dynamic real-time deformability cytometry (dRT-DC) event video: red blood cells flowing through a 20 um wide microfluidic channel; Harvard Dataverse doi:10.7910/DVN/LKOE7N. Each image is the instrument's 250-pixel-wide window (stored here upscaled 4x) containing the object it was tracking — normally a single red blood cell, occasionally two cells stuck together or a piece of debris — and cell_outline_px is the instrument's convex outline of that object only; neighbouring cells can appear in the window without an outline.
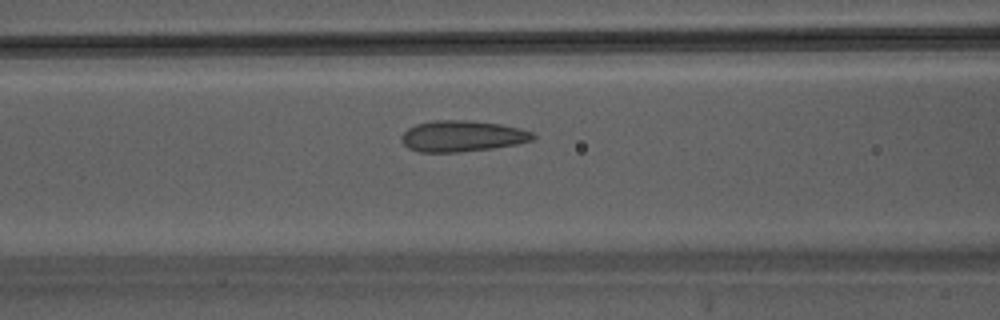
{"species": "Egyptian fruit bat (a non-hibernating species)", "species_latin": "Rousettus aegyptiacus", "temperature_condition": "warm", "stored_images_in_passage": 26, "camera_frame_rate_fps": 3000, "um_per_image_px": 0.085, "animal": {"sex": "male"}, "frame": {"image": 1, "passage_image": 6, "time_ms": 1.667, "image_size_px": [1000, 320], "cell_outline_px": [[536, 136], [532, 140], [516, 144], [492, 148], [460, 152], [420, 152], [408, 148], [400, 140], [400, 136], [408, 128], [416, 124], [432, 120], [472, 120], [500, 124], [520, 128], [532, 132]], "centroid_in_image_um": [39.26, 11.56], "position_along_channel_um": 127.3, "area_um2": 23.93}}
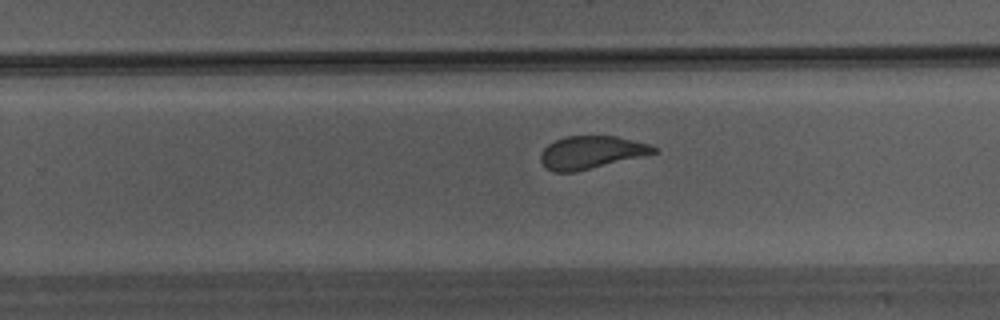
{"frame": {"image": 2, "passage_image": 16, "time_ms": 5.0, "image_size_px": [1000, 320], "cell_outline_px": [[660, 152], [576, 172], [552, 172], [544, 168], [540, 160], [540, 156], [544, 148], [548, 144], [556, 140], [568, 136], [616, 136], [648, 144], [656, 148]], "centroid_in_image_um": [50.23, 12.97], "position_along_channel_um": 279.6, "area_um2": 21.62}}
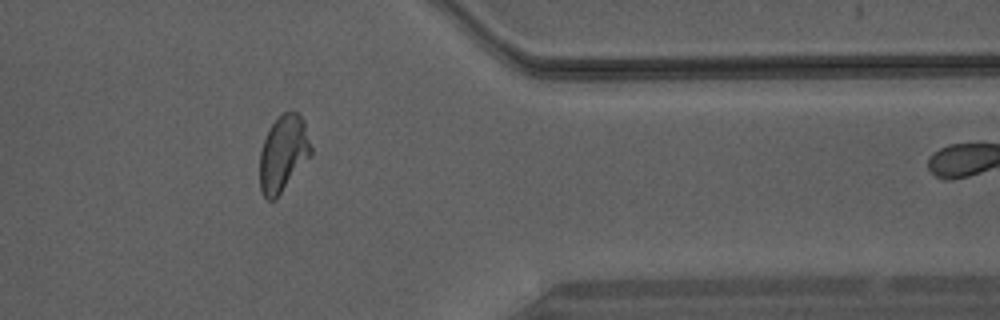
{"frame": {"image": 3, "passage_image": 24, "time_ms": 7.667, "image_size_px": [1000, 320], "cell_outline_px": [[312, 156], [276, 200], [268, 200], [264, 196], [260, 188], [260, 152], [264, 140], [272, 124], [284, 112], [296, 112], [304, 120], [312, 148]], "centroid_in_image_um": [24.1, 13.1], "position_along_channel_um": 387.3, "area_um2": 22.89}}